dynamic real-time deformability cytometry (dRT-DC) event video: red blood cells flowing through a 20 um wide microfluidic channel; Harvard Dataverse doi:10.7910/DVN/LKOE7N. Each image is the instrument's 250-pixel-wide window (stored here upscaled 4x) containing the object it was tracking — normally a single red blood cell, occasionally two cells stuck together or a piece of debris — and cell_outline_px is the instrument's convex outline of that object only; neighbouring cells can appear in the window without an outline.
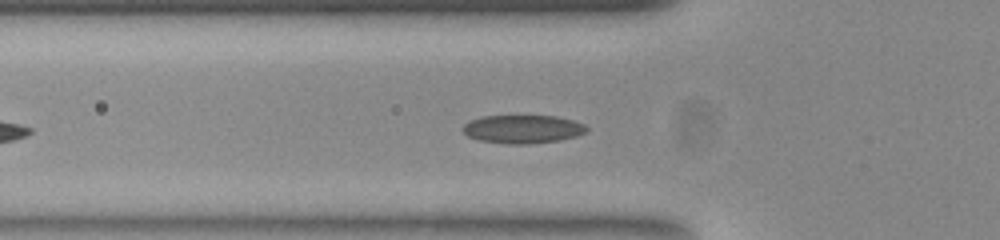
{"species": "common noctule bat (a hibernating species)", "species_latin": "Nyctalus noctula", "temperature_condition": "room temperature", "stored_images_in_passage": 33, "camera_frame_rate_fps": 3000, "um_per_image_px": 0.085, "animal": {"sex": "female", "body_mass_g": 23.0, "forearm_length_mm": 53.4}, "frame": {"image": 1, "passage_image": 11, "time_ms": 3.333, "image_size_px": [1000, 240], "cell_outline_px": [[588, 132], [576, 136], [560, 140], [528, 144], [508, 144], [480, 140], [468, 136], [460, 128], [468, 120], [480, 116], [556, 116], [572, 120], [584, 124], [588, 128]], "centroid_in_image_um": [44.41, 10.97], "position_along_channel_um": 81.4, "area_um2": 20.58}}
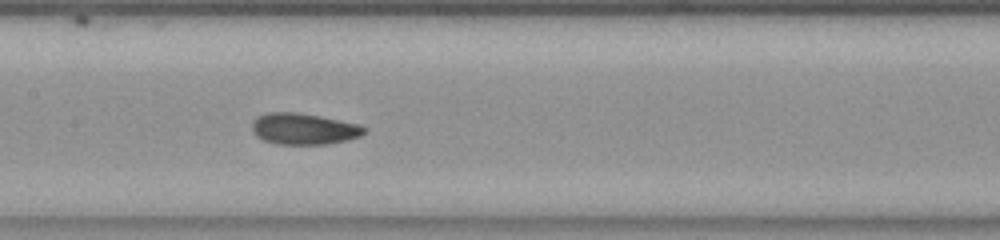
{"frame": {"image": 2, "passage_image": 19, "time_ms": 6.0, "image_size_px": [1000, 240], "cell_outline_px": [[368, 128], [360, 136], [348, 140], [328, 144], [276, 144], [264, 140], [256, 136], [252, 132], [252, 124], [256, 116], [268, 112], [296, 112], [320, 116], [356, 124]], "centroid_in_image_um": [25.78, 10.95], "position_along_channel_um": 181.6, "area_um2": 20.46}}
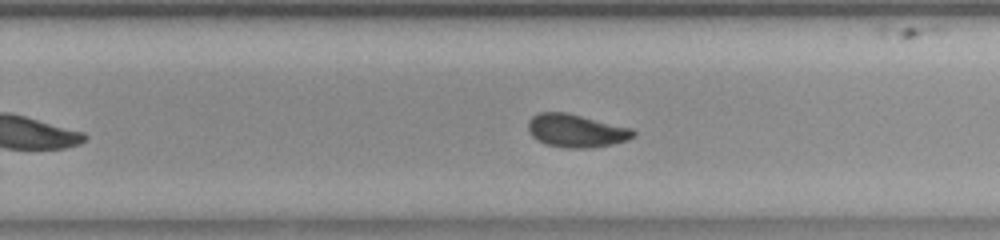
{"frame": {"image": 3, "passage_image": 27, "time_ms": 8.667, "image_size_px": [1000, 240], "cell_outline_px": [[636, 132], [628, 140], [612, 144], [588, 148], [564, 148], [544, 144], [532, 136], [528, 128], [528, 120], [532, 116], [540, 112], [564, 112], [632, 128]], "centroid_in_image_um": [48.94, 11.12], "position_along_channel_um": 280.9, "area_um2": 20.17}, "authors_computed_cell_mechanics": {"area_um2": 20.4034, "velocity_mm_per_s": 3.735, "shape_relaxation_time_tau1_ms": 5.834, "shape_relaxation_time_tau2_ms": 2.4555, "deformation_change_tau1": 0.153, "deformation_change_tau2": 0.0757}}